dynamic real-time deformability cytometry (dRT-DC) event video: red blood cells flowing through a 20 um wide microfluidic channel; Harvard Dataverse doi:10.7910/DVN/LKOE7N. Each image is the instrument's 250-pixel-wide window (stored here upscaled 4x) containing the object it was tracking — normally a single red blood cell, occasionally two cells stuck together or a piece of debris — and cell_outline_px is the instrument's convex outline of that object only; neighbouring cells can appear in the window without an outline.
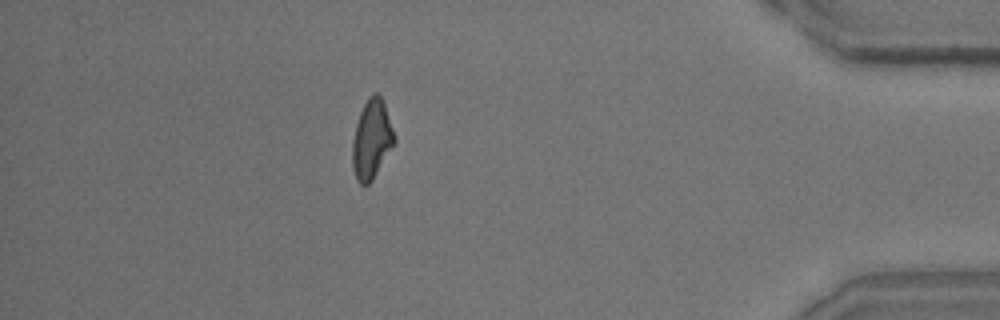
{"species": "common noctule bat (a hibernating species)", "species_latin": "Nyctalus noctula", "temperature_condition": "room temperature", "stored_images_in_passage": 35, "camera_frame_rate_fps": 3000, "um_per_image_px": 0.085, "animal": {"sex": "male", "body_mass_g": 15.6}, "frame": {"image": 1, "passage_image": 30, "time_ms": 9.667, "image_size_px": [1000, 320], "cell_outline_px": [[396, 144], [372, 180], [368, 184], [360, 184], [356, 180], [352, 168], [352, 140], [356, 124], [360, 112], [368, 96], [372, 92], [376, 92], [380, 96], [384, 104], [396, 140]], "centroid_in_image_um": [31.58, 11.87], "position_along_channel_um": 403.6, "area_um2": 19.48}}